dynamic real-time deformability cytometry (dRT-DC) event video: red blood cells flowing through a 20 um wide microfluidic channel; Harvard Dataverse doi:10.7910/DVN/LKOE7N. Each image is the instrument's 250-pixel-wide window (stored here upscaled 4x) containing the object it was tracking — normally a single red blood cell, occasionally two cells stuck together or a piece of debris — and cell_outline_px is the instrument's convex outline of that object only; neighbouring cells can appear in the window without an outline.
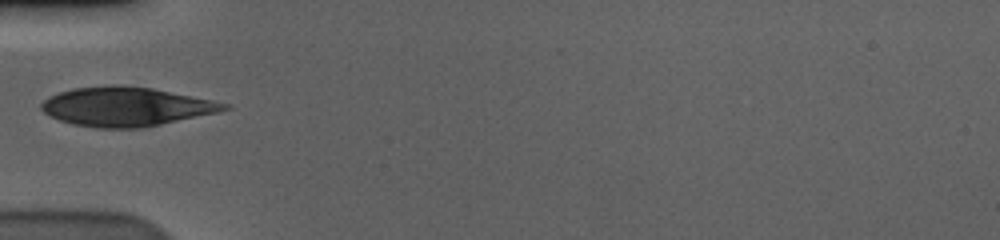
{"species": "human", "species_latin": "Homo sapiens", "temperature_condition": "cold", "stored_images_in_passage": 23, "camera_frame_rate_fps": 3000, "um_per_image_px": 0.085, "donor": {"sex": "male"}, "frame": {"image": 1, "passage_image": 1, "time_ms": 0.0, "image_size_px": [1000, 240], "cell_outline_px": [[232, 108], [220, 112], [140, 128], [96, 128], [72, 124], [60, 120], [44, 112], [40, 108], [40, 104], [48, 96], [72, 88], [116, 84], [120, 84], [152, 88], [232, 104]], "centroid_in_image_um": [10.72, 9.05], "position_along_channel_um": 74.3, "area_um2": 41.73}}
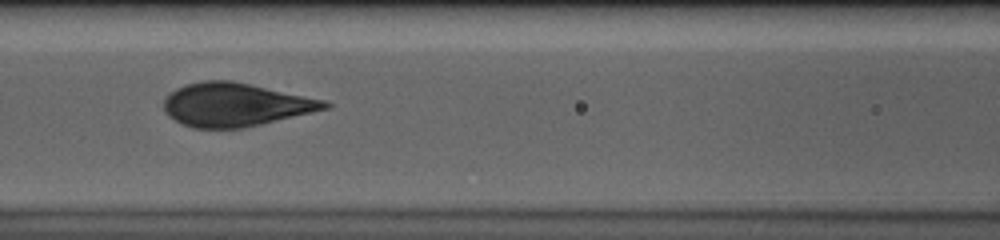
{"frame": {"image": 2, "passage_image": 7, "time_ms": 2.0, "image_size_px": [1000, 240], "cell_outline_px": [[332, 108], [260, 124], [240, 128], [192, 128], [180, 124], [168, 116], [164, 112], [164, 100], [176, 88], [184, 84], [204, 80], [232, 80], [324, 100], [332, 104]], "centroid_in_image_um": [19.99, 8.9], "position_along_channel_um": 146.6, "area_um2": 40.69}}
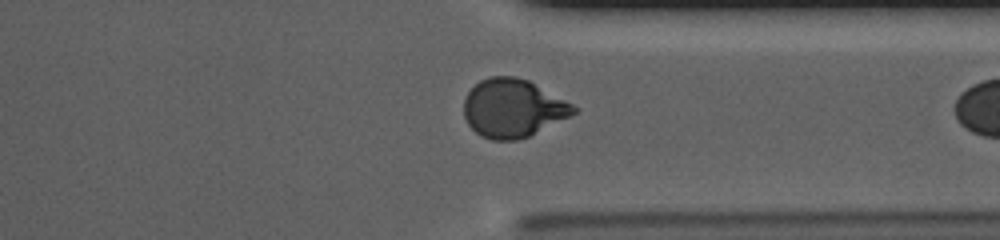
{"frame": {"image": 3, "passage_image": 22, "time_ms": 7.0, "image_size_px": [1000, 240], "cell_outline_px": [[580, 108], [576, 112], [528, 136], [516, 140], [492, 140], [480, 136], [468, 124], [464, 116], [464, 100], [468, 92], [480, 80], [488, 76], [516, 76], [528, 80]], "centroid_in_image_um": [43.57, 9.18], "position_along_channel_um": 367.8, "area_um2": 36.93}}